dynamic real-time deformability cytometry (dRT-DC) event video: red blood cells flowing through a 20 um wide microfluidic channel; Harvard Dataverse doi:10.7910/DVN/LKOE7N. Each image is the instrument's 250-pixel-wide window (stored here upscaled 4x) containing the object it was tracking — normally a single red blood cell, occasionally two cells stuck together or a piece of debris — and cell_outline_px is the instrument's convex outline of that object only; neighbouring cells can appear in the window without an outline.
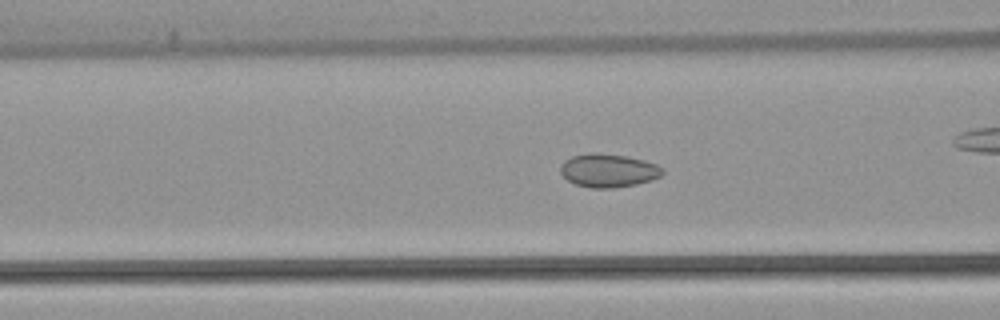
{"species": "common noctule bat (a hibernating species)", "species_latin": "Nyctalus noctula", "temperature_condition": "warm", "stored_images_in_passage": 54, "camera_frame_rate_fps": 3000, "um_per_image_px": 0.085, "animal": {"sex": "female", "body_mass_g": 22.7, "forearm_length_mm": 54.2}, "frame": {"image": 1, "passage_image": 21, "time_ms": 6.667, "image_size_px": [1000, 320], "cell_outline_px": [[664, 172], [660, 176], [652, 180], [636, 184], [612, 188], [592, 188], [576, 184], [568, 180], [560, 172], [560, 164], [564, 160], [572, 156], [592, 152], [596, 152], [628, 156], [644, 160], [656, 164], [664, 168]], "centroid_in_image_um": [51.71, 14.48], "position_along_channel_um": 114.9, "area_um2": 20.0}}
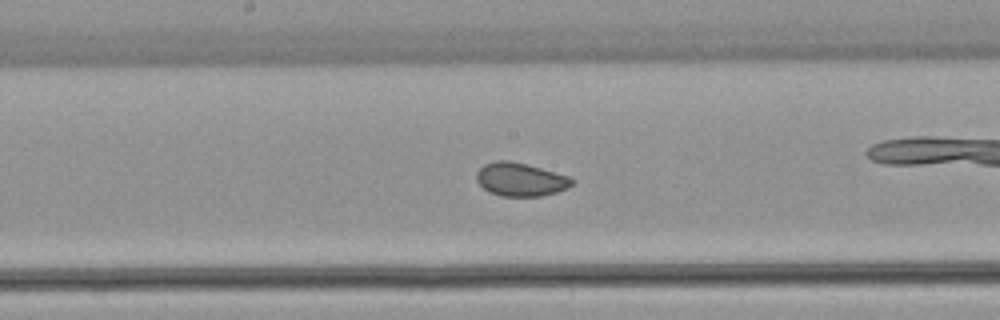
{"frame": {"image": 2, "passage_image": 28, "time_ms": 9.0, "image_size_px": [1000, 320], "cell_outline_px": [[576, 180], [568, 188], [556, 192], [540, 196], [500, 196], [488, 192], [476, 180], [476, 172], [484, 164], [496, 160], [508, 160], [540, 168], [568, 176]], "centroid_in_image_um": [44.22, 15.26], "position_along_channel_um": 204.0, "area_um2": 18.5}}
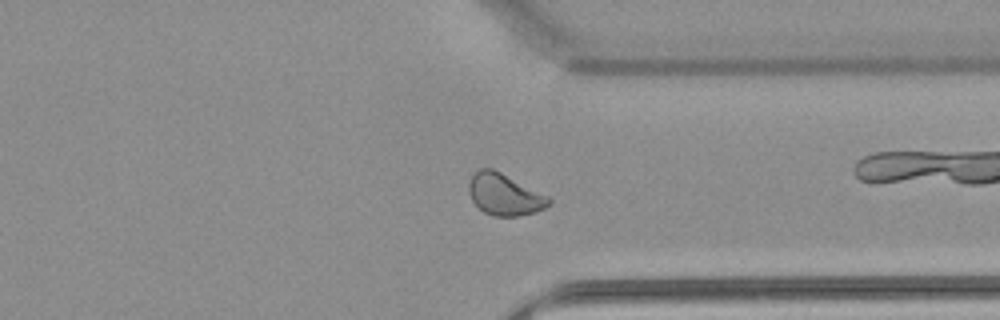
{"frame": {"image": 3, "passage_image": 41, "time_ms": 13.333, "image_size_px": [1000, 320], "cell_outline_px": [[552, 204], [536, 212], [516, 216], [492, 216], [484, 212], [472, 200], [468, 192], [468, 184], [472, 176], [480, 168], [492, 168], [548, 196], [552, 200]], "centroid_in_image_um": [42.88, 16.54], "position_along_channel_um": 368.5, "area_um2": 19.25}}